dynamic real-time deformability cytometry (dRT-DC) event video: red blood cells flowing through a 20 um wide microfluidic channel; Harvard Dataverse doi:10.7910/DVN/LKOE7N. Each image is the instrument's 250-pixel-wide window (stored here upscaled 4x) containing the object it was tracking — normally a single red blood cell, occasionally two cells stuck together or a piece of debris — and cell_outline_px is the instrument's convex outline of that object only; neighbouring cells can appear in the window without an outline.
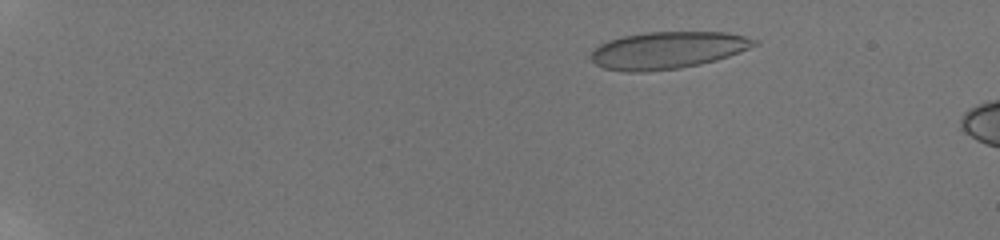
{"species": "human", "species_latin": "Homo sapiens", "temperature_condition": "room temperature", "stored_images_in_passage": 18, "camera_frame_rate_fps": 3000, "um_per_image_px": 0.085, "donor": {"sex": "male"}, "frame": {"image": 1, "passage_image": 11, "time_ms": 3.333, "image_size_px": [1000, 240], "cell_outline_px": [[760, 44], [740, 52], [716, 60], [700, 64], [676, 68], [644, 72], [624, 72], [604, 68], [596, 64], [588, 56], [600, 44], [608, 40], [624, 36], [644, 32], [728, 32], [760, 40]], "centroid_in_image_um": [56.77, 4.26], "position_along_channel_um": 28.2, "area_um2": 35.43}}